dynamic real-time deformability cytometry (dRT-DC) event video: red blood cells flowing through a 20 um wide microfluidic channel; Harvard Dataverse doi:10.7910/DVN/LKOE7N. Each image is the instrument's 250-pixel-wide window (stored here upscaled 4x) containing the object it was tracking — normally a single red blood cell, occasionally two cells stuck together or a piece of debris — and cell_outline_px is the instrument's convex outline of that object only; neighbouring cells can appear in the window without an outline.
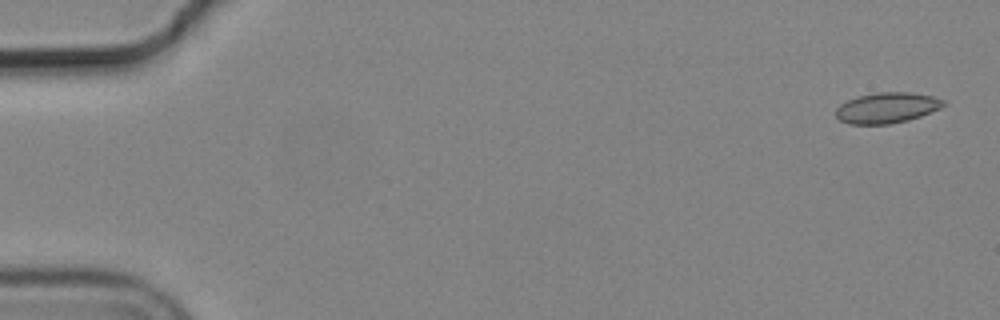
{"species": "common noctule bat (a hibernating species)", "species_latin": "Nyctalus noctula", "temperature_condition": "cold", "stored_images_in_passage": 56, "camera_frame_rate_fps": 3000, "um_per_image_px": 0.085, "animal": {"sex": "male", "body_mass_g": 19.2, "forearm_length_mm": 51.8}, "frame": {"image": 1, "passage_image": 2, "time_ms": 0.333, "image_size_px": [1000, 320], "cell_outline_px": [[948, 104], [940, 108], [920, 116], [908, 120], [888, 124], [848, 124], [840, 120], [836, 116], [836, 108], [840, 104], [856, 96], [876, 92], [912, 92], [932, 96], [944, 100]], "centroid_in_image_um": [75.39, 9.15], "position_along_channel_um": 9.6, "area_um2": 19.31}}
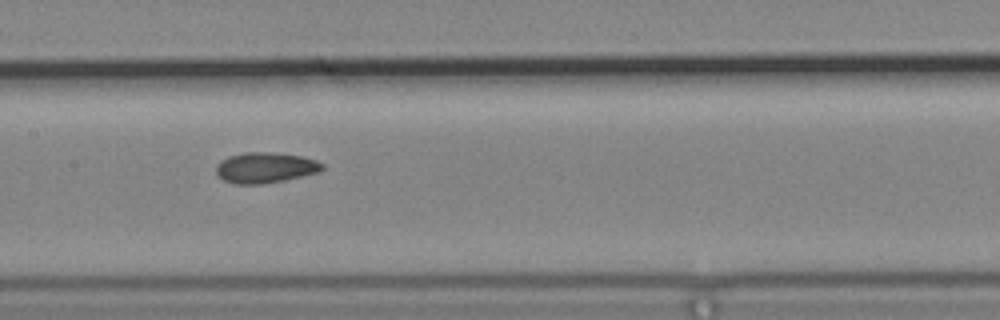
{"frame": {"image": 2, "passage_image": 28, "time_ms": 9.0, "image_size_px": [1000, 320], "cell_outline_px": [[324, 168], [316, 172], [284, 180], [264, 184], [232, 184], [216, 176], [216, 164], [220, 160], [228, 156], [244, 152], [272, 152], [300, 156], [316, 160], [324, 164]], "centroid_in_image_um": [22.48, 14.25], "position_along_channel_um": 184.9, "area_um2": 19.02}}
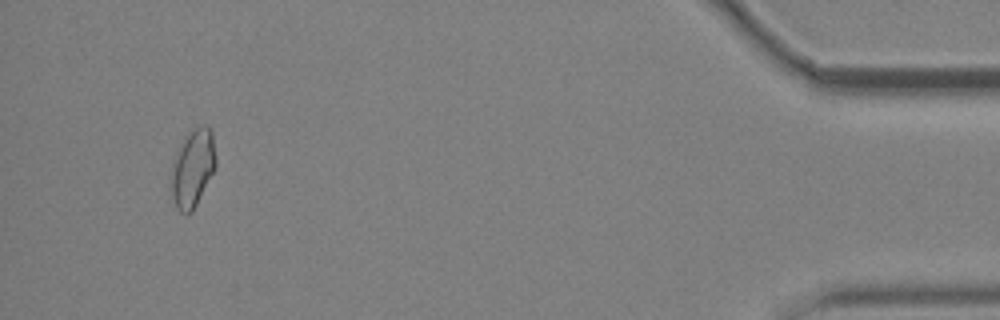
{"frame": {"image": 3, "passage_image": 53, "time_ms": 17.333, "image_size_px": [1000, 320], "cell_outline_px": [[216, 168], [192, 212], [180, 212], [176, 208], [168, 184], [172, 160], [184, 140], [200, 124], [204, 124], [212, 132], [216, 156]], "centroid_in_image_um": [16.36, 14.34], "position_along_channel_um": 418.8, "area_um2": 20.35}, "authors_computed_cell_mechanics": {"area_um2": 18.8139, "velocity_mm_per_s": 3.6852, "shape_relaxation_time_tau1_ms": null, "shape_relaxation_time_tau2_ms": 2.7963, "deformation_change_tau1": null, "deformation_change_tau2": 0.072}}